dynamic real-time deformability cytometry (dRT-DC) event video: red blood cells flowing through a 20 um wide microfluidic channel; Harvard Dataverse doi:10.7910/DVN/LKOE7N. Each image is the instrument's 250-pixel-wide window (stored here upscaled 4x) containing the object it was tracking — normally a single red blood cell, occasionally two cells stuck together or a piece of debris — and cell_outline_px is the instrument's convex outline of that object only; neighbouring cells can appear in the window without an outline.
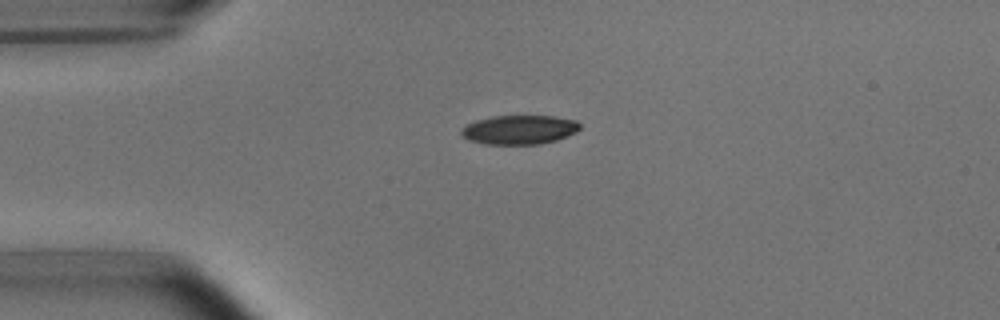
{"species": "common noctule bat (a hibernating species)", "species_latin": "Nyctalus noctula", "temperature_condition": "room temperature", "stored_images_in_passage": 2, "camera_frame_rate_fps": 3000, "um_per_image_px": 0.085, "animal": {"sex": "male", "body_mass_g": 15.6}, "frame": {"image": 1, "passage_image": 1, "time_ms": 0.0, "image_size_px": [1000, 320], "cell_outline_px": [[580, 128], [576, 132], [568, 136], [556, 140], [540, 144], [484, 144], [468, 140], [460, 132], [468, 124], [476, 120], [496, 116], [552, 116], [576, 120], [580, 124]], "centroid_in_image_um": [44.17, 11.03], "position_along_channel_um": 40.8, "area_um2": 20.0}}